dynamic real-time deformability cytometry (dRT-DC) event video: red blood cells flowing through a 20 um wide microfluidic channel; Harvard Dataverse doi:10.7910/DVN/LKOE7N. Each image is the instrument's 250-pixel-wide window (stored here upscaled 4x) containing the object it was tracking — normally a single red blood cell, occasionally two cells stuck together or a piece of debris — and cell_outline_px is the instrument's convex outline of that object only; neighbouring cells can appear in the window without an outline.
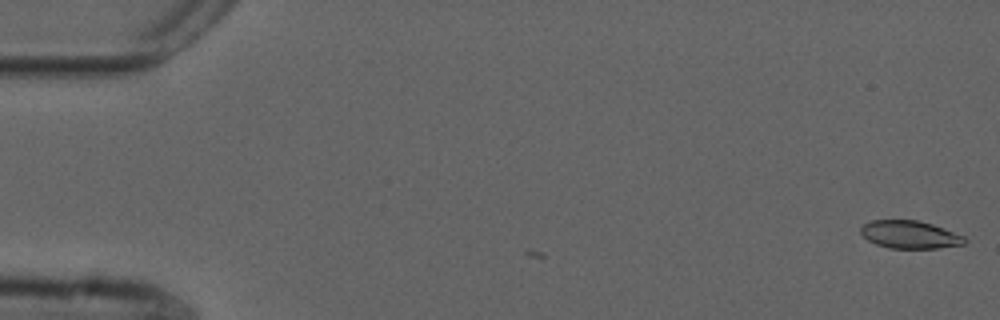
{"species": "common noctule bat (a hibernating species)", "species_latin": "Nyctalus noctula", "temperature_condition": "cold", "stored_images_in_passage": 5, "camera_frame_rate_fps": 3000, "um_per_image_px": 0.085, "animal": {"sex": "male", "forearm_length_mm": 52.5}, "frame": {"image": 1, "passage_image": 5, "time_ms": 1.333, "image_size_px": [1000, 320], "cell_outline_px": [[968, 240], [964, 244], [940, 248], [888, 248], [876, 244], [868, 240], [860, 232], [860, 228], [864, 224], [872, 220], [916, 220], [932, 224], [944, 228], [964, 236]], "centroid_in_image_um": [77.35, 19.94], "position_along_channel_um": 7.7, "area_um2": 16.82}}